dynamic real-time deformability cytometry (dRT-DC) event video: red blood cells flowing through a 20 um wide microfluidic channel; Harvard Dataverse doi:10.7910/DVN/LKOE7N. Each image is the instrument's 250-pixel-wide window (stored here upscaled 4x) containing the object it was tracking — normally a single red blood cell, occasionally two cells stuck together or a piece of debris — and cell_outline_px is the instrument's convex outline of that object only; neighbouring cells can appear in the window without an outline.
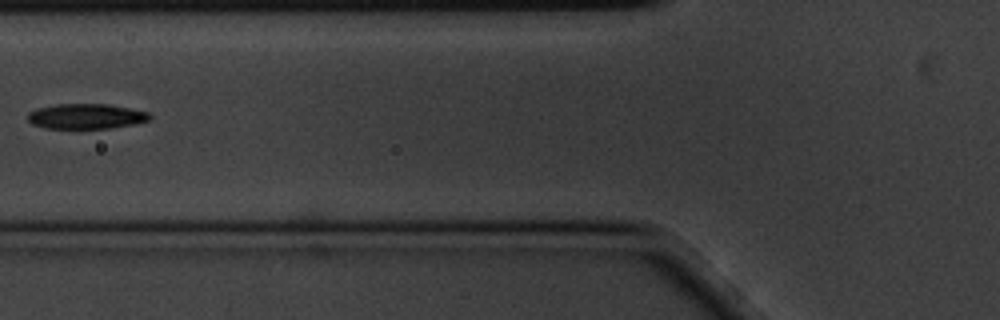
{"species": "common noctule bat (a hibernating species)", "species_latin": "Nyctalus noctula", "temperature_condition": "cold", "stored_images_in_passage": 7, "camera_frame_rate_fps": 3000, "um_per_image_px": 0.085, "animal": {"sex": "male", "body_mass_g": 20.1, "forearm_length_mm": 53.5}, "frame": {"image": 1, "passage_image": 7, "time_ms": 2.0, "image_size_px": [1000, 320], "cell_outline_px": [[152, 116], [148, 120], [132, 124], [112, 128], [44, 128], [32, 124], [28, 120], [28, 112], [36, 108], [56, 104], [108, 104], [148, 112]], "centroid_in_image_um": [7.28, 9.88], "position_along_channel_um": 118.5, "area_um2": 17.8}}